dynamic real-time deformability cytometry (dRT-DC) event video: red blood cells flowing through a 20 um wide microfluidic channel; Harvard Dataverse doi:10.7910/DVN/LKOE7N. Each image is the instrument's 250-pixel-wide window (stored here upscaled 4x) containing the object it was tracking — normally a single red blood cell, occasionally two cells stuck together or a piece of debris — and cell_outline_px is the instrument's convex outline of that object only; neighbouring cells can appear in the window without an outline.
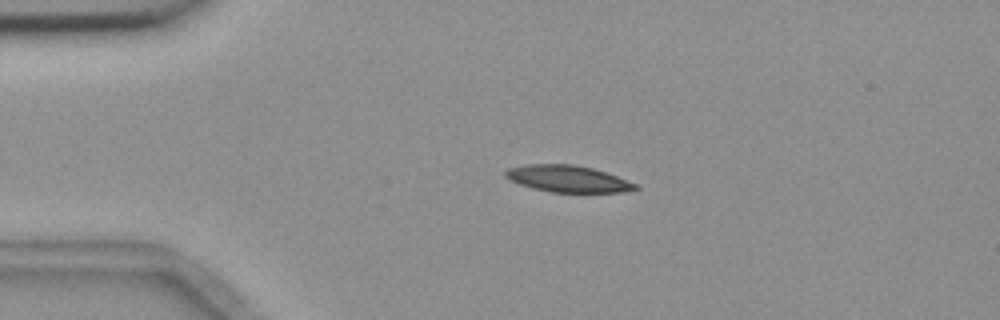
{"species": "common noctule bat (a hibernating species)", "species_latin": "Nyctalus noctula", "temperature_condition": "room temperature", "stored_images_in_passage": 3, "camera_frame_rate_fps": 3000, "um_per_image_px": 0.085, "animal": {"sex": "female", "body_mass_g": 18.4}, "frame": {"image": 1, "passage_image": 2, "time_ms": 1.333, "image_size_px": [1000, 320], "cell_outline_px": [[640, 188], [624, 192], [552, 192], [532, 188], [508, 180], [504, 176], [504, 172], [508, 168], [524, 164], [572, 164], [592, 168], [616, 176], [636, 184]], "centroid_in_image_um": [48.21, 15.19], "position_along_channel_um": 36.8, "area_um2": 20.17}}